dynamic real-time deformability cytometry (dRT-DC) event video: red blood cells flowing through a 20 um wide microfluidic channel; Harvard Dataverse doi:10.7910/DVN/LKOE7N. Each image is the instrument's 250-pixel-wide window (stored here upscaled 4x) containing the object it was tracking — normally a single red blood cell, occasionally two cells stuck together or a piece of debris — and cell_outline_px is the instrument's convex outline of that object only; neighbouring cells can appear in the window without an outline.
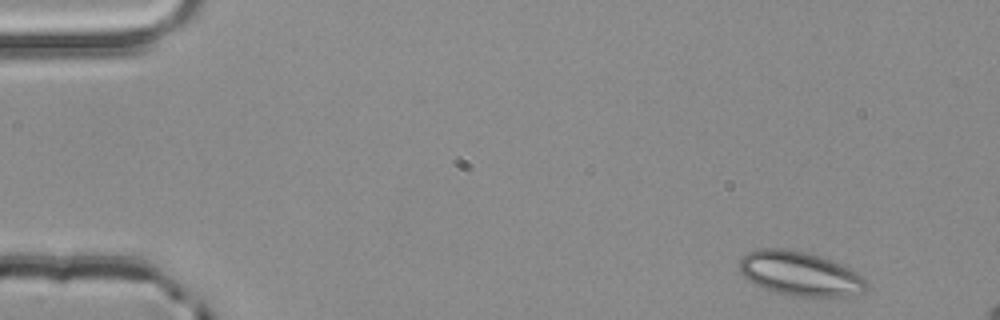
{"species": "common noctule bat (a hibernating species)", "species_latin": "Nyctalus noctula", "temperature_condition": "room temperature", "stored_images_in_passage": 3, "camera_frame_rate_fps": 3000, "um_per_image_px": 0.085, "animal": {"sex": "male", "body_mass_g": 20.4}, "frame": {"image": 1, "passage_image": 1, "time_ms": 0.0, "image_size_px": [1000, 320], "cell_outline_px": [[868, 288], [864, 292], [848, 296], [792, 296], [760, 288], [752, 284], [740, 272], [740, 256], [748, 252], [760, 248], [784, 248], [804, 252], [820, 256], [844, 264], [864, 276], [868, 280]], "centroid_in_image_um": [68.02, 23.26], "position_along_channel_um": 17.0, "area_um2": 33.29}}